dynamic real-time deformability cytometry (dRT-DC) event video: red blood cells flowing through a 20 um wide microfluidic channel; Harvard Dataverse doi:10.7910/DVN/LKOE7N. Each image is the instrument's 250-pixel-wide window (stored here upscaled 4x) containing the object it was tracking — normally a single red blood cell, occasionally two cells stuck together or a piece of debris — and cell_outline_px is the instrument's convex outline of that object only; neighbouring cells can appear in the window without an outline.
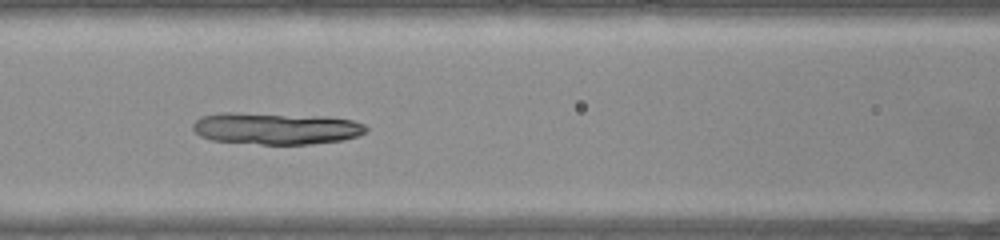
{"species": "common noctule bat (a hibernating species)", "species_latin": "Nyctalus noctula", "temperature_condition": "warm", "stored_images_in_passage": 50, "camera_frame_rate_fps": 3000, "um_per_image_px": 0.085, "animal": {"sex": "female", "body_mass_g": 22.0, "forearm_length_mm": 56.7}, "frame": {"image": 1, "passage_image": 21, "time_ms": 6.667, "image_size_px": [1000, 240], "cell_outline_px": [[368, 132], [344, 140], [308, 144], [260, 144], [212, 140], [200, 136], [192, 128], [192, 124], [200, 116], [220, 112], [236, 112], [324, 116], [352, 120], [364, 124], [368, 128]], "centroid_in_image_um": [23.45, 10.91], "position_along_channel_um": 143.2, "area_um2": 32.37}}
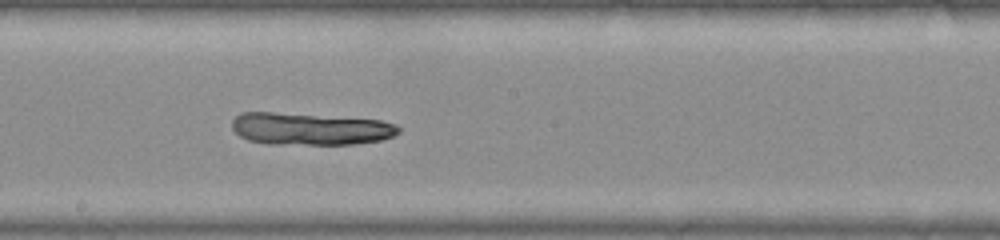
{"frame": {"image": 2, "passage_image": 27, "time_ms": 8.667, "image_size_px": [1000, 240], "cell_outline_px": [[400, 132], [392, 136], [380, 140], [356, 144], [268, 144], [248, 140], [240, 136], [232, 128], [232, 120], [240, 112], [272, 112], [380, 120], [396, 124], [400, 128]], "centroid_in_image_um": [26.34, 10.95], "position_along_channel_um": 221.9, "area_um2": 31.15}}
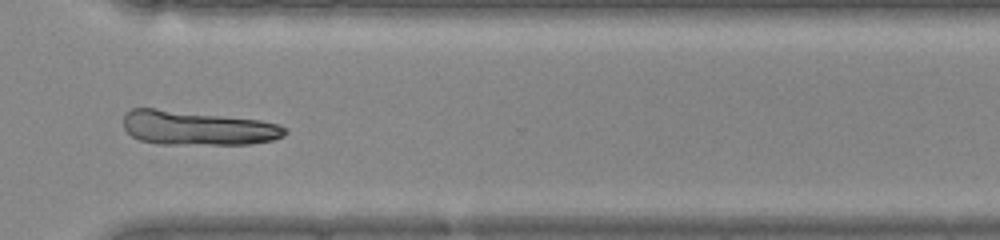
{"frame": {"image": 3, "passage_image": 37, "time_ms": 12.0, "image_size_px": [1000, 240], "cell_outline_px": [[288, 132], [284, 136], [272, 140], [248, 144], [160, 144], [140, 140], [132, 136], [124, 128], [124, 116], [132, 108], [156, 108], [260, 120], [276, 124], [288, 128]], "centroid_in_image_um": [16.79, 10.88], "position_along_channel_um": 353.8, "area_um2": 32.25}}